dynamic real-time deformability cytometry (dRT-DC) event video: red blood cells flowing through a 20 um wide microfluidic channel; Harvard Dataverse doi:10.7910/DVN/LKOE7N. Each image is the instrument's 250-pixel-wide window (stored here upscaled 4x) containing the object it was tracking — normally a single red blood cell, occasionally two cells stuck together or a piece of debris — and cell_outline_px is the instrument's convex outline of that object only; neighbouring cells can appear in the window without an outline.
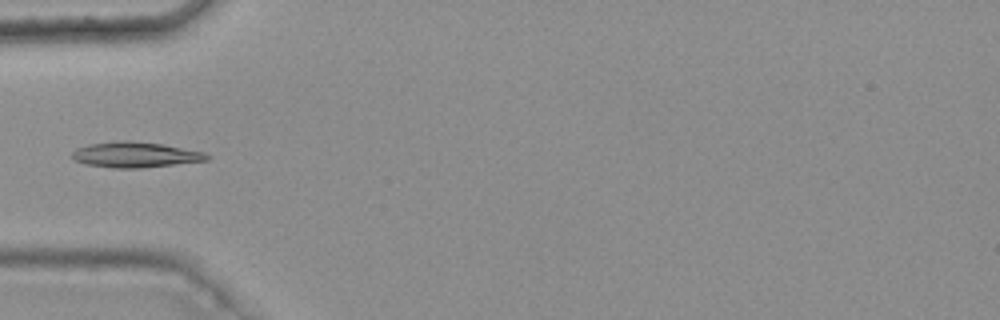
{"species": "common noctule bat (a hibernating species)", "species_latin": "Nyctalus noctula", "temperature_condition": "warm", "stored_images_in_passage": 5, "camera_frame_rate_fps": 3000, "um_per_image_px": 0.085, "animal": {"sex": "female", "body_mass_g": 25.1}, "frame": {"image": 1, "passage_image": 5, "time_ms": 1.333, "image_size_px": [1000, 320], "cell_outline_px": [[212, 156], [208, 160], [140, 168], [112, 168], [88, 164], [76, 160], [72, 156], [72, 152], [76, 148], [88, 144], [116, 140], [128, 140], [160, 144], [204, 152]], "centroid_in_image_um": [11.49, 13.14], "position_along_channel_um": 73.5, "area_um2": 19.88}}